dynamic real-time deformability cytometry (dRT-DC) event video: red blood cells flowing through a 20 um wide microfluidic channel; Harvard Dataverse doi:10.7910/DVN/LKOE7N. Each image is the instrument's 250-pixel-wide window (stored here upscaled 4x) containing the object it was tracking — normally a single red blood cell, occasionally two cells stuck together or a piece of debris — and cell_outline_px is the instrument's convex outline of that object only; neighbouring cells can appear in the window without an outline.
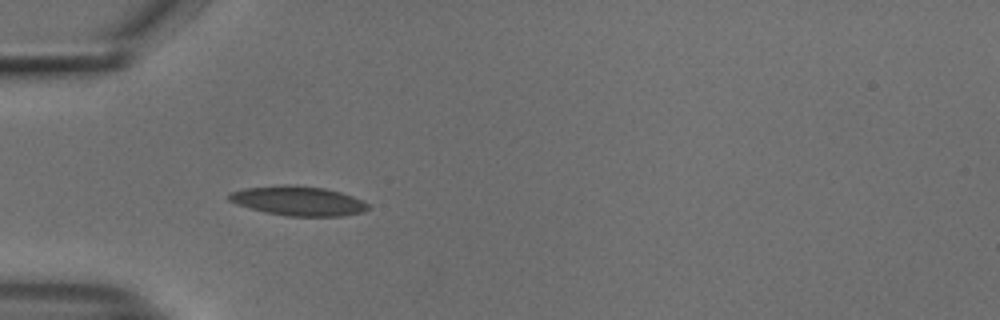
{"species": "common noctule bat (a hibernating species)", "species_latin": "Nyctalus noctula", "temperature_condition": "cold", "stored_images_in_passage": 26, "camera_frame_rate_fps": 3000, "um_per_image_px": 0.085, "animal": {"sex": "male", "body_mass_g": 18.8}, "frame": {"image": 1, "passage_image": 1, "time_ms": 0.0, "image_size_px": [1000, 320], "cell_outline_px": [[368, 208], [360, 212], [340, 216], [288, 216], [264, 212], [236, 204], [228, 200], [228, 192], [244, 188], [284, 184], [296, 184], [324, 188], [340, 192], [352, 196], [368, 204]], "centroid_in_image_um": [25.27, 17.06], "position_along_channel_um": 59.7, "area_um2": 23.87}}
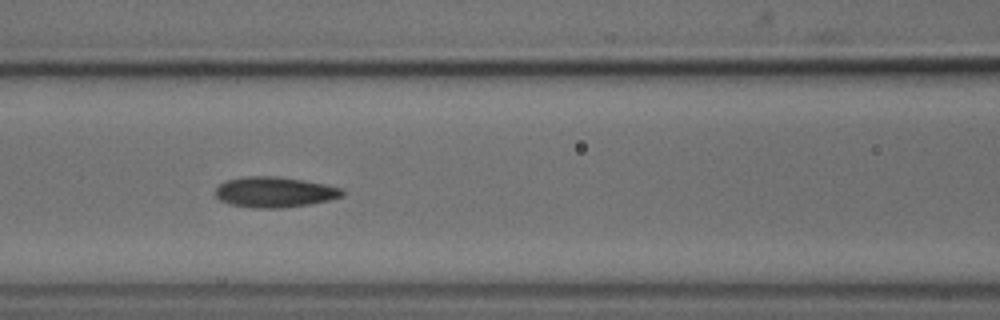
{"frame": {"image": 2, "passage_image": 8, "time_ms": 2.333, "image_size_px": [1000, 320], "cell_outline_px": [[344, 196], [328, 200], [308, 204], [280, 208], [252, 208], [228, 204], [220, 200], [216, 196], [216, 188], [220, 184], [228, 180], [244, 176], [280, 176], [304, 180], [324, 184], [340, 188], [344, 192]], "centroid_in_image_um": [23.32, 16.32], "position_along_channel_um": 143.3, "area_um2": 22.54}}
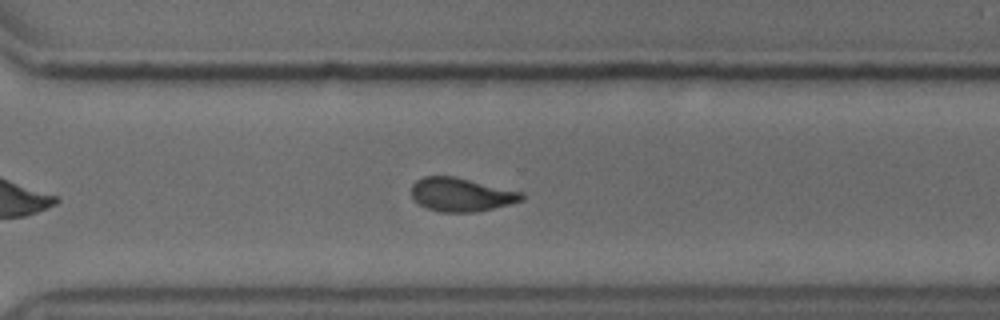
{"frame": {"image": 3, "passage_image": 23, "time_ms": 7.333, "image_size_px": [1000, 320], "cell_outline_px": [[524, 200], [476, 212], [440, 212], [428, 208], [420, 204], [412, 196], [412, 184], [416, 180], [424, 176], [452, 176], [524, 192]], "centroid_in_image_um": [39.21, 16.54], "position_along_channel_um": 331.4, "area_um2": 21.39}}